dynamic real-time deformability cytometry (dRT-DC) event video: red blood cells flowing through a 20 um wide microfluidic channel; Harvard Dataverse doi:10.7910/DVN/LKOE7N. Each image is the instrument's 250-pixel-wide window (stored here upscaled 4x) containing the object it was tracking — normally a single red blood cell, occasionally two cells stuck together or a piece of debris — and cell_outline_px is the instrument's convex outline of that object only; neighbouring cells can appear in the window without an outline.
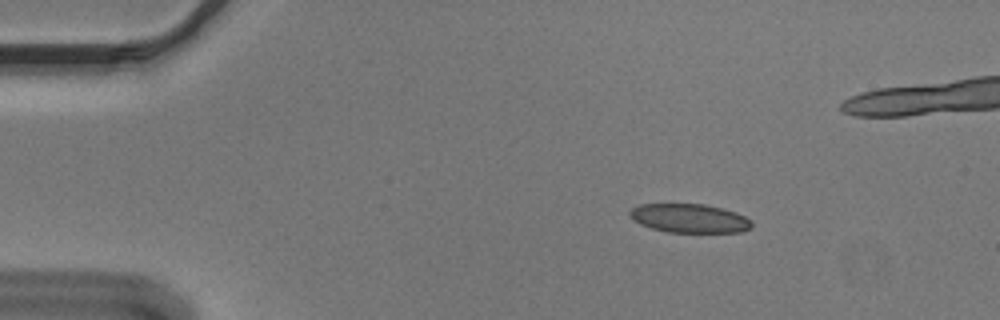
{"species": "Egyptian fruit bat (a non-hibernating species)", "species_latin": "Rousettus aegyptiacus", "temperature_condition": "cold", "stored_images_in_passage": 43, "camera_frame_rate_fps": 3000, "um_per_image_px": 0.085, "animal": {"sex": "male"}, "frame": {"image": 1, "passage_image": 2, "time_ms": 0.333, "image_size_px": [1000, 320], "cell_outline_px": [[752, 228], [740, 232], [668, 232], [652, 228], [640, 224], [628, 216], [628, 212], [632, 208], [640, 204], [704, 204], [736, 212], [752, 220]], "centroid_in_image_um": [58.6, 18.55], "position_along_channel_um": 26.4, "area_um2": 20.52}}
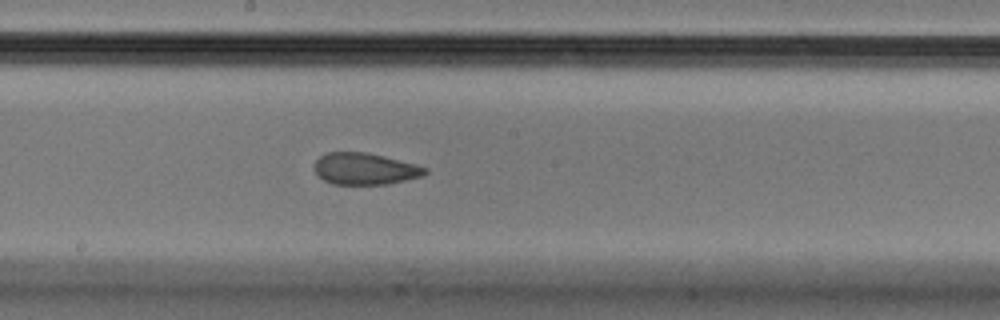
{"frame": {"image": 2, "passage_image": 23, "time_ms": 7.333, "image_size_px": [1000, 320], "cell_outline_px": [[428, 172], [424, 176], [388, 184], [332, 184], [324, 180], [316, 172], [316, 160], [320, 156], [328, 152], [364, 152], [384, 156], [428, 168]], "centroid_in_image_um": [31.05, 14.35], "position_along_channel_um": 217.2, "area_um2": 20.23}}
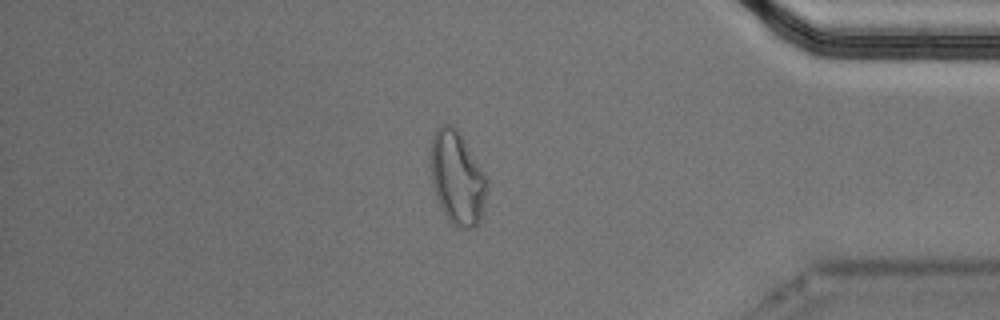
{"frame": {"image": 3, "passage_image": 40, "time_ms": 13.0, "image_size_px": [1000, 320], "cell_outline_px": [[488, 188], [480, 220], [472, 228], [456, 228], [448, 220], [436, 196], [432, 180], [432, 136], [436, 128], [444, 124], [452, 124], [460, 132], [488, 180]], "centroid_in_image_um": [38.88, 15.12], "position_along_channel_um": 396.3, "area_um2": 30.29}}